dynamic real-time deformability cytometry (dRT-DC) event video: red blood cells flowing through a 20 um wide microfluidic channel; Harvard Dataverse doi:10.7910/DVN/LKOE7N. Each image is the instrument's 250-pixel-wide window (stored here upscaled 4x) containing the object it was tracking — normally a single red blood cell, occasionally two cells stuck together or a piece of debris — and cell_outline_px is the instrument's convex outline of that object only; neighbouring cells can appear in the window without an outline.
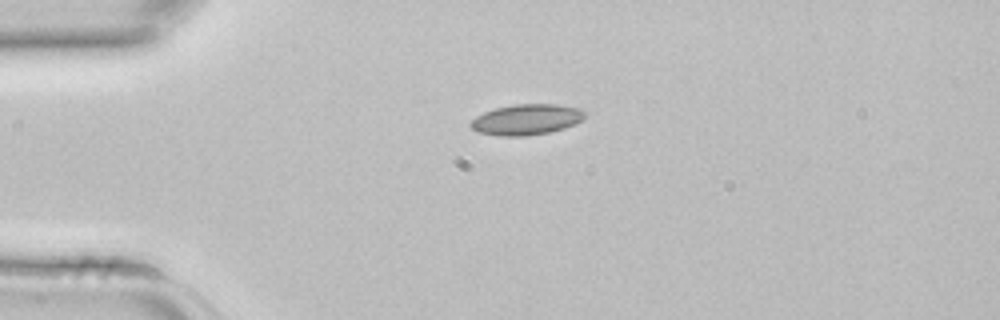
{"species": "common noctule bat (a hibernating species)", "species_latin": "Nyctalus noctula", "temperature_condition": "room temperature", "stored_images_in_passage": 2, "camera_frame_rate_fps": 3000, "um_per_image_px": 0.085, "animal": {"sex": "female", "body_mass_g": 22.7, "forearm_length_mm": 54.2}, "frame": {"image": 1, "passage_image": 1, "time_ms": 0.0, "image_size_px": [1000, 320], "cell_outline_px": [[588, 112], [580, 120], [564, 128], [548, 132], [528, 136], [500, 136], [476, 132], [468, 124], [476, 116], [484, 112], [496, 108], [516, 104], [556, 104], [580, 108]], "centroid_in_image_um": [44.73, 10.16], "position_along_channel_um": 40.3, "area_um2": 20.4}}